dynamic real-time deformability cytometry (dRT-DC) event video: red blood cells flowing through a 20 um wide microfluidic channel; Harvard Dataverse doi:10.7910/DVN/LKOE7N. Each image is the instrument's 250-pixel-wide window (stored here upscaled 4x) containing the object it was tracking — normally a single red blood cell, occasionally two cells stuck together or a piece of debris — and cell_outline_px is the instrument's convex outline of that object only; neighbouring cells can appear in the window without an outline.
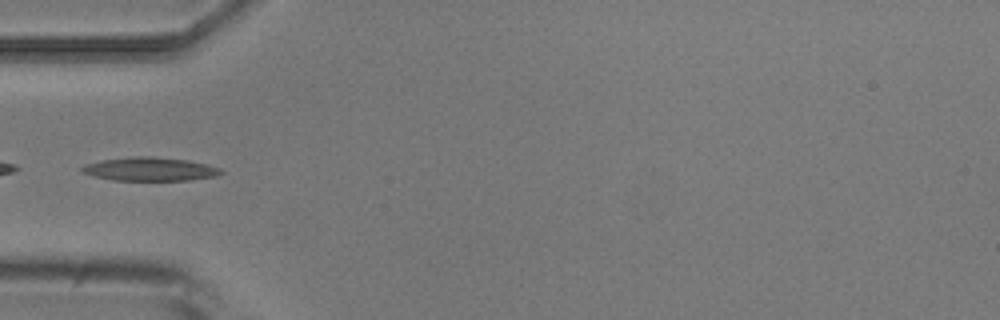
{"species": "common noctule bat (a hibernating species)", "species_latin": "Nyctalus noctula", "temperature_condition": "room temperature", "stored_images_in_passage": 4, "camera_frame_rate_fps": 3000, "um_per_image_px": 0.085, "animal": {"sex": "male", "body_mass_g": 20.5, "forearm_length_mm": 52.5}, "frame": {"image": 1, "passage_image": 4, "time_ms": 3.333, "image_size_px": [1000, 320], "cell_outline_px": [[224, 172], [216, 176], [188, 180], [112, 180], [96, 176], [84, 172], [80, 168], [84, 164], [104, 160], [132, 156], [152, 156], [188, 160], [208, 164], [220, 168]], "centroid_in_image_um": [12.79, 14.36], "position_along_channel_um": 72.2, "area_um2": 18.96}}